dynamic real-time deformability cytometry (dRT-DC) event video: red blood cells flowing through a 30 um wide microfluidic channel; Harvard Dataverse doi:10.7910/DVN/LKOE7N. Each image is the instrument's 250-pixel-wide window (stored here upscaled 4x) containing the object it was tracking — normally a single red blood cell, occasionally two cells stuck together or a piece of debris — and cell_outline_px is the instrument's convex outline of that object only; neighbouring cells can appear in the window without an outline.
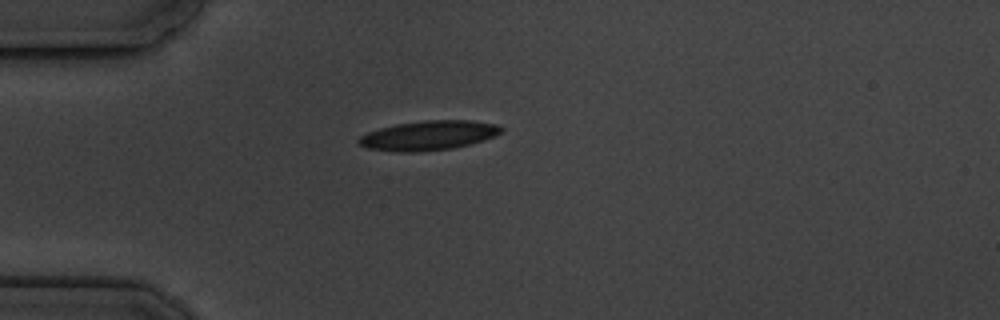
{"species": "common noctule bat (a hibernating species)", "species_latin": "Nyctalus noctula", "temperature_condition": "cold", "stored_images_in_passage": 1, "camera_frame_rate_fps": 3000, "um_per_image_px": 0.085, "animal": {"sex": "male", "body_mass_g": 19.5, "forearm_length_mm": 54.6}, "frame": {"image": 1, "passage_image": 1, "time_ms": 0.0, "image_size_px": [1000, 320], "cell_outline_px": [[504, 128], [496, 136], [484, 140], [452, 148], [416, 152], [396, 152], [368, 148], [356, 144], [356, 140], [360, 136], [368, 132], [380, 128], [396, 124], [424, 120], [468, 120], [496, 124]], "centroid_in_image_um": [36.39, 11.51], "position_along_channel_um": 48.6, "area_um2": 24.51}}